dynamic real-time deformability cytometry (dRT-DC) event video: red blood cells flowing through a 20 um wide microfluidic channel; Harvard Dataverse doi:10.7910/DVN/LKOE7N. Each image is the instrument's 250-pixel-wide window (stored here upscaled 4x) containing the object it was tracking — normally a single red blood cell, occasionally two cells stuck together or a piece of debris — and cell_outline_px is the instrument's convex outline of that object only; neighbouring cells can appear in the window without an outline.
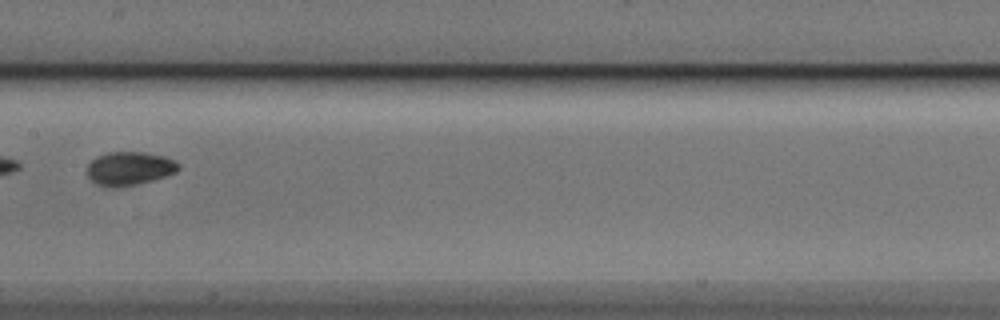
{"species": "Egyptian fruit bat (a non-hibernating species)", "species_latin": "Rousettus aegyptiacus", "temperature_condition": "cold", "stored_images_in_passage": 10, "segment_of_instrument_passage": [2, 2], "camera_frame_rate_fps": 3000, "um_per_image_px": 0.085, "animal": {"sex": "male"}, "frame": {"image": 1, "passage_image": 9, "time_ms": 9.333, "image_size_px": [1000, 320], "cell_outline_px": [[180, 168], [176, 172], [152, 180], [136, 184], [116, 188], [108, 188], [96, 184], [88, 176], [88, 164], [96, 156], [108, 152], [144, 152], [164, 156], [176, 160], [180, 164]], "centroid_in_image_um": [11.0, 14.32], "position_along_channel_um": 196.4, "area_um2": 17.98}}
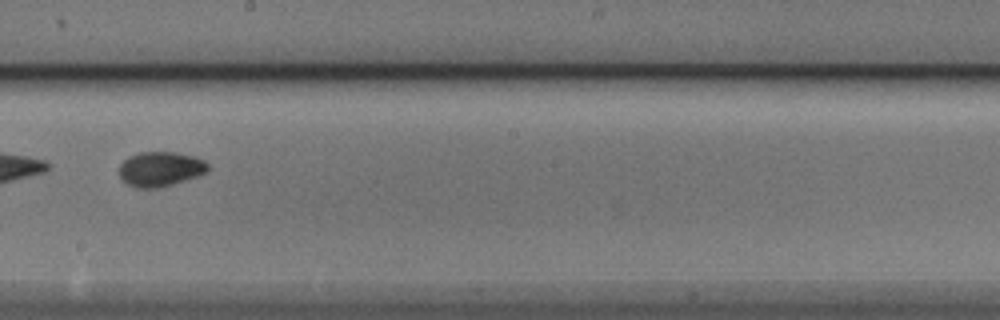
{"frame": {"image": 2, "passage_image": 10, "time_ms": 10.333, "image_size_px": [1000, 320], "cell_outline_px": [[208, 172], [160, 188], [136, 188], [128, 184], [120, 176], [120, 164], [128, 156], [140, 152], [176, 152], [196, 156], [204, 160], [208, 164]], "centroid_in_image_um": [13.64, 14.35], "position_along_channel_um": 234.6, "area_um2": 17.98}}